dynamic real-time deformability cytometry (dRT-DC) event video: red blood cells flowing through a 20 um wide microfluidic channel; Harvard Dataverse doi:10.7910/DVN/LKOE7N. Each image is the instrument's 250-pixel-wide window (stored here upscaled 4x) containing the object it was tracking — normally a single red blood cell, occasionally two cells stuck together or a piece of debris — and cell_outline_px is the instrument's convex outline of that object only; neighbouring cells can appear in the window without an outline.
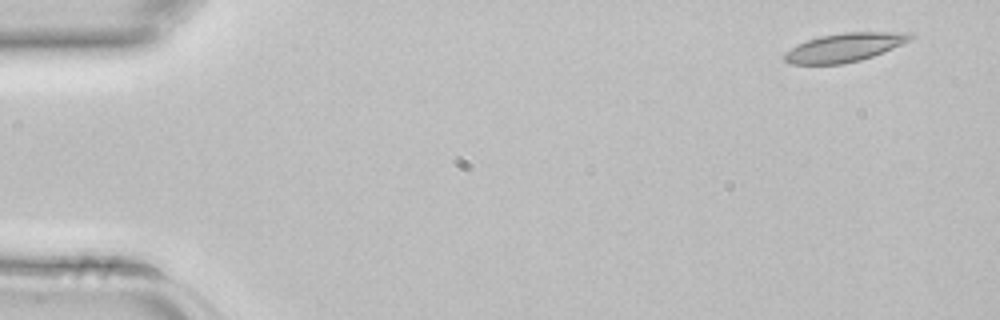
{"species": "common noctule bat (a hibernating species)", "species_latin": "Nyctalus noctula", "temperature_condition": "room temperature", "stored_images_in_passage": 4, "camera_frame_rate_fps": 3000, "um_per_image_px": 0.085, "animal": {"sex": "female", "body_mass_g": 22.7, "forearm_length_mm": 54.2}, "frame": {"image": 1, "passage_image": 1, "time_ms": 0.0, "image_size_px": [1000, 320], "cell_outline_px": [[916, 36], [912, 40], [872, 56], [860, 60], [840, 64], [788, 64], [784, 60], [784, 52], [808, 40], [820, 36], [844, 32], [916, 32]], "centroid_in_image_um": [71.84, 4.02], "position_along_channel_um": 13.2, "area_um2": 20.98}}
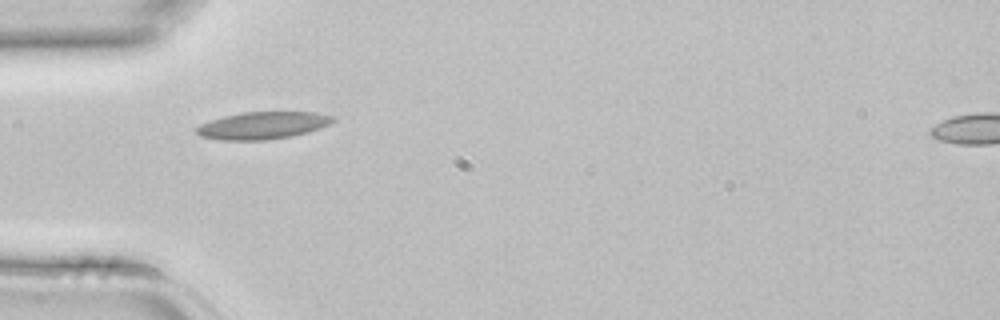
{"frame": {"image": 2, "passage_image": 4, "time_ms": 1.0, "image_size_px": [1000, 320], "cell_outline_px": [[336, 120], [320, 128], [308, 132], [292, 136], [268, 140], [220, 140], [200, 136], [192, 128], [200, 124], [224, 116], [244, 112], [316, 112], [336, 116]], "centroid_in_image_um": [22.34, 10.66], "position_along_channel_um": 62.7, "area_um2": 21.85}}